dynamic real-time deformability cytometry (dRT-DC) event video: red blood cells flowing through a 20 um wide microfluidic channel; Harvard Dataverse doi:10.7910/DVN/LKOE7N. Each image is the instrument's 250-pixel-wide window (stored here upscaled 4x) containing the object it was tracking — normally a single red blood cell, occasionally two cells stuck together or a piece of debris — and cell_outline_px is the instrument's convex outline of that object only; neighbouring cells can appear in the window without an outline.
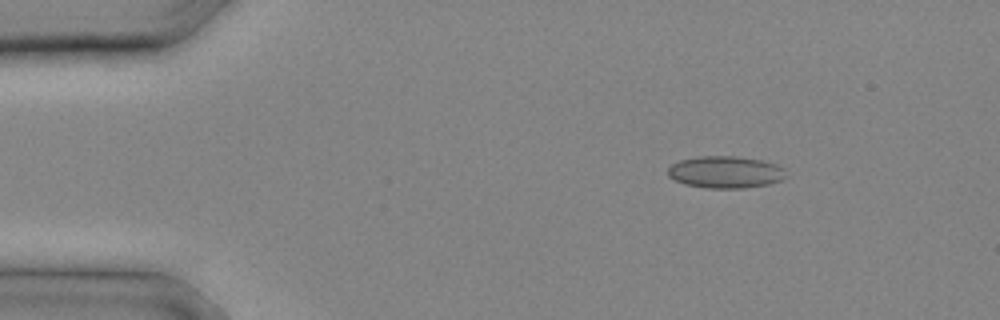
{"species": "common noctule bat (a hibernating species)", "species_latin": "Nyctalus noctula", "temperature_condition": "cold", "stored_images_in_passage": 13, "camera_frame_rate_fps": 3000, "um_per_image_px": 0.085, "animal": {"sex": "male", "body_mass_g": 20.4}, "frame": {"image": 1, "passage_image": 1, "time_ms": 0.0, "image_size_px": [1000, 320], "cell_outline_px": [[788, 176], [780, 180], [768, 184], [744, 188], [704, 188], [684, 184], [668, 176], [668, 168], [672, 164], [680, 160], [696, 156], [736, 156], [760, 160], [776, 164], [784, 168]], "centroid_in_image_um": [61.66, 14.63], "position_along_channel_um": 23.3, "area_um2": 22.14}}
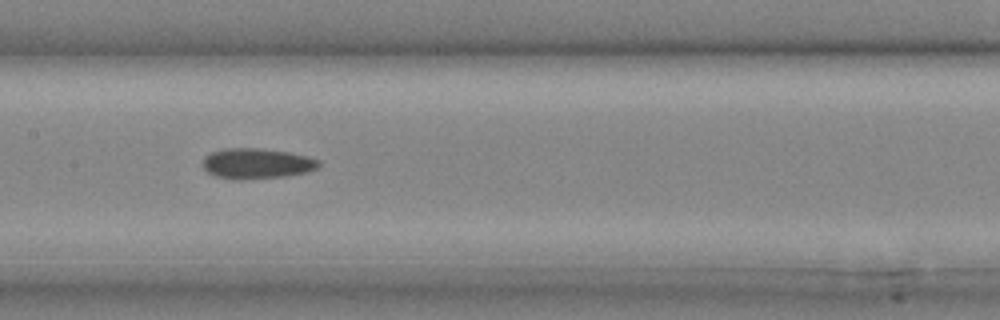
{"frame": {"image": 2, "passage_image": 10, "time_ms": 3.0, "image_size_px": [1000, 320], "cell_outline_px": [[320, 164], [316, 168], [308, 172], [284, 176], [216, 176], [208, 172], [204, 168], [204, 156], [212, 152], [224, 148], [260, 148], [288, 152], [308, 156], [320, 160]], "centroid_in_image_um": [21.88, 13.83], "position_along_channel_um": 185.5, "area_um2": 19.54}}
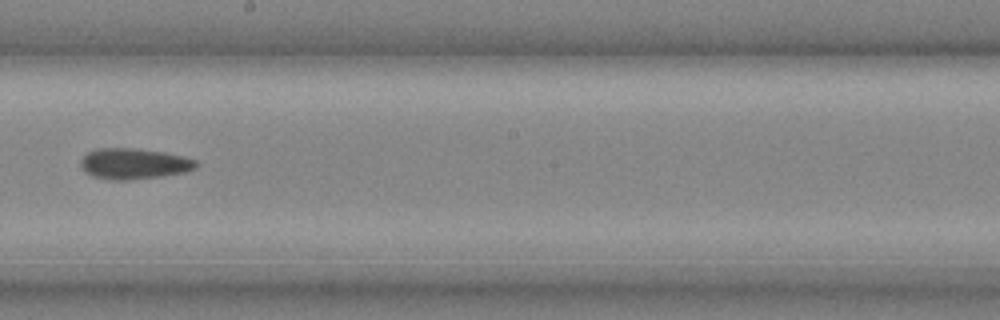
{"frame": {"image": 3, "passage_image": 12, "time_ms": 3.667, "image_size_px": [1000, 320], "cell_outline_px": [[196, 168], [184, 172], [160, 176], [128, 180], [112, 180], [92, 176], [84, 172], [80, 164], [80, 160], [88, 152], [96, 148], [136, 148], [164, 152], [184, 156], [196, 160]], "centroid_in_image_um": [11.35, 13.91], "position_along_channel_um": 236.8, "area_um2": 20.75}}